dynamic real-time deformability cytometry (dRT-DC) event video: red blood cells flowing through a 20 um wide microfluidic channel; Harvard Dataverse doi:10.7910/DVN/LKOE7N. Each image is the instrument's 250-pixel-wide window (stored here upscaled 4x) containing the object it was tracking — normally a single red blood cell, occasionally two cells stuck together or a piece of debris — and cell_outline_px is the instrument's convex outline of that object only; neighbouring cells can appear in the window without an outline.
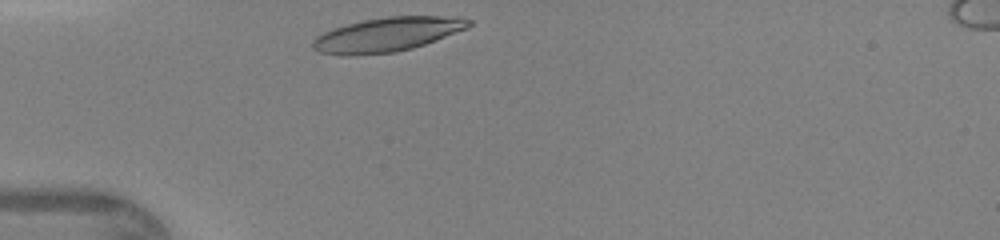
{"species": "human", "species_latin": "Homo sapiens", "temperature_condition": "warm", "stored_images_in_passage": 26, "camera_frame_rate_fps": 3000, "um_per_image_px": 0.085, "donor": {"sex": "female"}, "frame": {"image": 1, "passage_image": 1, "time_ms": 0.0, "image_size_px": [1000, 240], "cell_outline_px": [[472, 24], [468, 28], [436, 40], [412, 48], [396, 52], [352, 56], [344, 56], [320, 52], [312, 48], [312, 44], [316, 36], [324, 32], [348, 24], [364, 20], [388, 16], [456, 16], [472, 20]], "centroid_in_image_um": [32.94, 2.94], "position_along_channel_um": 52.1, "area_um2": 31.1}}
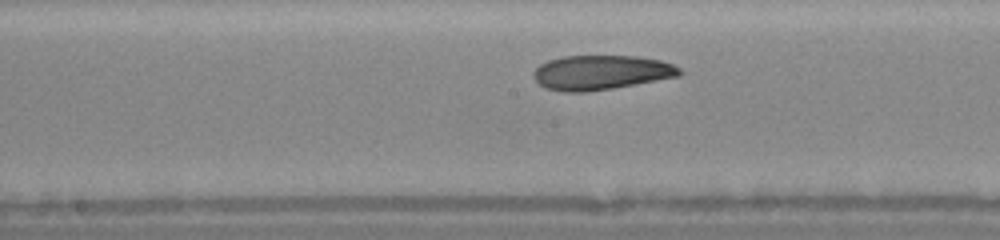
{"frame": {"image": 2, "passage_image": 12, "time_ms": 3.667, "image_size_px": [1000, 240], "cell_outline_px": [[684, 72], [680, 76], [636, 84], [588, 92], [564, 92], [548, 88], [540, 84], [532, 76], [532, 72], [540, 64], [548, 60], [564, 56], [636, 56], [660, 60], [672, 64], [680, 68]], "centroid_in_image_um": [51.1, 6.16], "position_along_channel_um": 197.1, "area_um2": 29.42}}
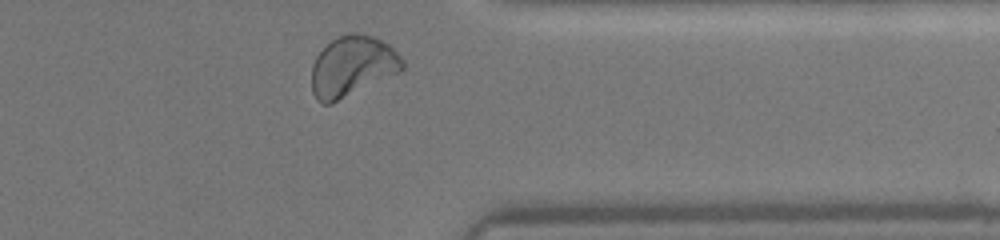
{"frame": {"image": 3, "passage_image": 25, "time_ms": 8.0, "image_size_px": [1000, 240], "cell_outline_px": [[404, 68], [400, 72], [332, 104], [324, 104], [316, 100], [312, 92], [312, 64], [316, 56], [332, 40], [340, 36], [352, 32], [356, 32], [372, 36], [388, 44], [404, 60]], "centroid_in_image_um": [29.94, 5.65], "position_along_channel_um": 381.5, "area_um2": 32.02}}